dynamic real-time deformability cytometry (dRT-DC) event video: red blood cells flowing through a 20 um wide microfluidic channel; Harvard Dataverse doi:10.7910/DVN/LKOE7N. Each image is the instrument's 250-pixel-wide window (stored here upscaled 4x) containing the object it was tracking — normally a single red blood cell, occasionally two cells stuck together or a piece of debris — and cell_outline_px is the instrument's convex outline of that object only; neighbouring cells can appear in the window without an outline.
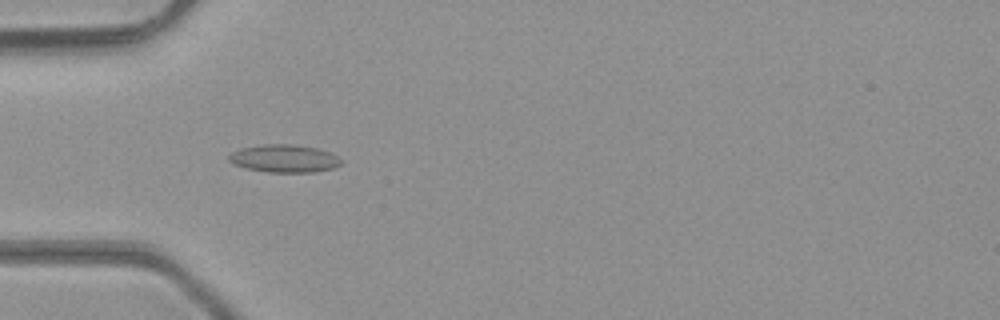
{"species": "common noctule bat (a hibernating species)", "species_latin": "Nyctalus noctula", "temperature_condition": "room temperature", "stored_images_in_passage": 48, "camera_frame_rate_fps": 3000, "um_per_image_px": 0.085, "animal": {"sex": "male", "body_mass_g": 23.1, "forearm_length_mm": 52.7}, "frame": {"image": 1, "passage_image": 15, "time_ms": 4.667, "image_size_px": [1000, 320], "cell_outline_px": [[344, 160], [336, 168], [312, 172], [268, 172], [248, 168], [236, 164], [228, 160], [228, 156], [232, 152], [240, 148], [260, 144], [296, 144], [316, 148], [340, 156]], "centroid_in_image_um": [24.21, 13.46], "position_along_channel_um": 60.8, "area_um2": 18.26}}
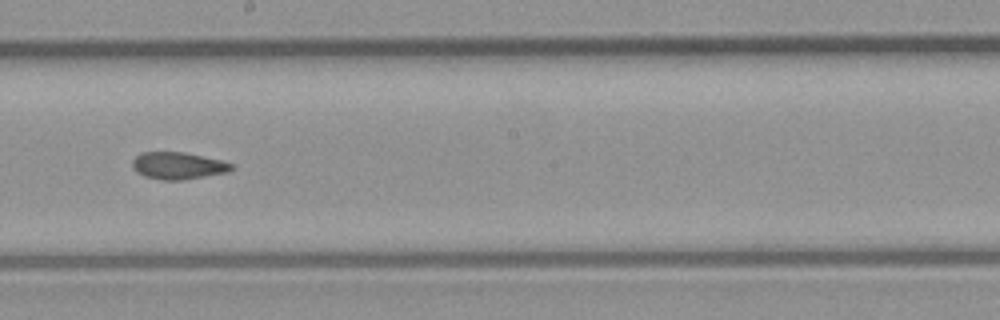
{"frame": {"image": 2, "passage_image": 27, "time_ms": 8.667, "image_size_px": [1000, 320], "cell_outline_px": [[236, 168], [228, 172], [184, 180], [164, 180], [144, 176], [136, 172], [132, 164], [132, 160], [140, 152], [184, 152], [220, 160], [232, 164]], "centroid_in_image_um": [15.13, 14.08], "position_along_channel_um": 233.1, "area_um2": 15.66}}
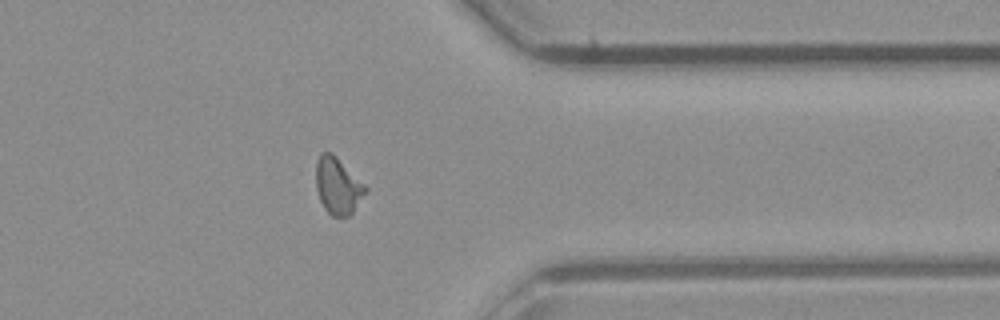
{"frame": {"image": 3, "passage_image": 38, "time_ms": 12.333, "image_size_px": [1000, 320], "cell_outline_px": [[368, 192], [352, 212], [348, 216], [332, 216], [324, 208], [320, 200], [316, 188], [316, 160], [320, 152], [332, 152], [368, 188]], "centroid_in_image_um": [28.71, 15.78], "position_along_channel_um": 382.7, "area_um2": 16.36}, "authors_computed_cell_mechanics": {"area_um2": 16.0684, "velocity_mm_per_s": 4.3545, "shape_relaxation_time_tau1_ms": null, "shape_relaxation_time_tau2_ms": 2.6568, "deformation_change_tau1": null, "deformation_change_tau2": 0.0978}}